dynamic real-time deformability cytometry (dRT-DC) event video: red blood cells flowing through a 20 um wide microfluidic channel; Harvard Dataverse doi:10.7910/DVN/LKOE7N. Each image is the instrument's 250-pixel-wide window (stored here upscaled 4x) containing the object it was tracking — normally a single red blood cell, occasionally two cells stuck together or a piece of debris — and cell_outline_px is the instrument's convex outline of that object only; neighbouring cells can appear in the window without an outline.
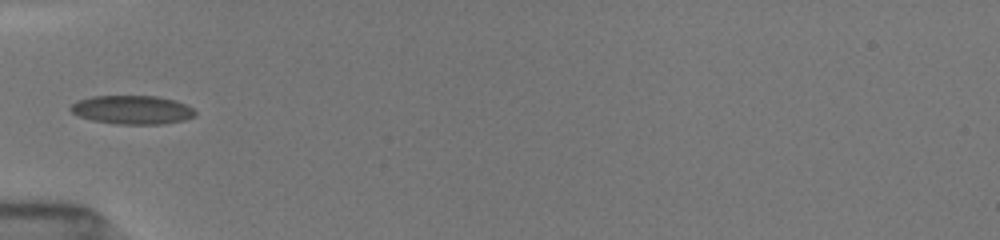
{"species": "common noctule bat (a hibernating species)", "species_latin": "Nyctalus noctula", "temperature_condition": "room temperature", "stored_images_in_passage": 43, "camera_frame_rate_fps": 3000, "um_per_image_px": 0.085, "animal": {"sex": "female", "body_mass_g": 19.5, "forearm_length_mm": 54.1}, "frame": {"image": 1, "passage_image": 1, "time_ms": 0.0, "image_size_px": [1000, 240], "cell_outline_px": [[196, 116], [184, 120], [164, 124], [116, 124], [92, 120], [80, 116], [72, 112], [68, 108], [76, 100], [92, 96], [156, 96], [176, 100], [192, 108], [196, 112]], "centroid_in_image_um": [11.24, 9.33], "position_along_channel_um": 73.8, "area_um2": 20.92}}
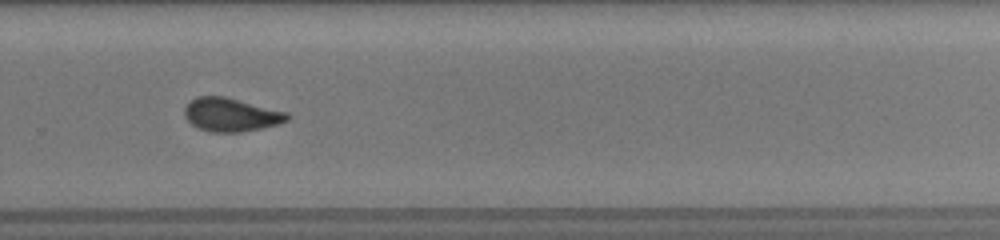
{"frame": {"image": 2, "passage_image": 25, "time_ms": 6.0, "image_size_px": [1000, 240], "cell_outline_px": [[288, 120], [280, 124], [240, 132], [208, 132], [192, 124], [184, 116], [184, 108], [196, 96], [224, 96], [288, 112]], "centroid_in_image_um": [19.63, 9.75], "position_along_channel_um": 310.2, "area_um2": 19.94}}
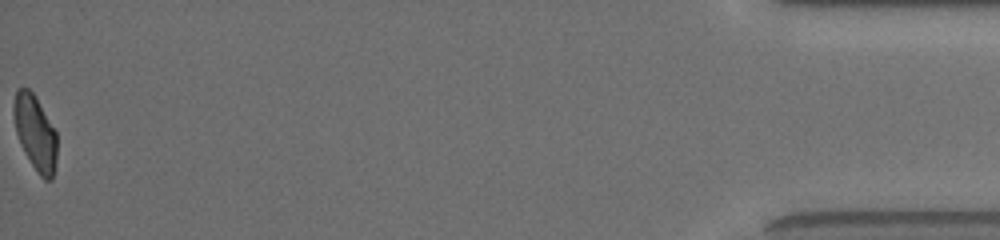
{"frame": {"image": 3, "passage_image": 43, "time_ms": 11.333, "image_size_px": [1000, 240], "cell_outline_px": [[56, 164], [52, 180], [44, 180], [40, 176], [32, 164], [16, 132], [12, 112], [12, 108], [16, 88], [28, 88], [36, 96], [56, 132]], "centroid_in_image_um": [2.99, 11.25], "position_along_channel_um": 432.2, "area_um2": 18.73}, "authors_computed_cell_mechanics": {"area_um2": 19.9988, "velocity_mm_per_s": 3.9478, "shape_relaxation_time_tau1_ms": 6.0473, "shape_relaxation_time_tau2_ms": 1.6554, "deformation_change_tau1": 0.1463, "deformation_change_tau2": 0.0664}}